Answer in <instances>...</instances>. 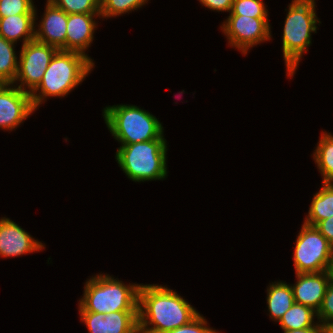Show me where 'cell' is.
I'll return each instance as SVG.
<instances>
[{"instance_id": "obj_1", "label": "cell", "mask_w": 333, "mask_h": 333, "mask_svg": "<svg viewBox=\"0 0 333 333\" xmlns=\"http://www.w3.org/2000/svg\"><path fill=\"white\" fill-rule=\"evenodd\" d=\"M199 312L167 285L140 284L139 333H166L188 324Z\"/></svg>"}, {"instance_id": "obj_2", "label": "cell", "mask_w": 333, "mask_h": 333, "mask_svg": "<svg viewBox=\"0 0 333 333\" xmlns=\"http://www.w3.org/2000/svg\"><path fill=\"white\" fill-rule=\"evenodd\" d=\"M95 68L89 55L58 50L52 57L39 85L30 93L35 110L48 97H65L79 86Z\"/></svg>"}, {"instance_id": "obj_3", "label": "cell", "mask_w": 333, "mask_h": 333, "mask_svg": "<svg viewBox=\"0 0 333 333\" xmlns=\"http://www.w3.org/2000/svg\"><path fill=\"white\" fill-rule=\"evenodd\" d=\"M315 0H292L288 5L282 35V53L286 76L292 78L299 62L312 44V33L321 24L316 14Z\"/></svg>"}, {"instance_id": "obj_4", "label": "cell", "mask_w": 333, "mask_h": 333, "mask_svg": "<svg viewBox=\"0 0 333 333\" xmlns=\"http://www.w3.org/2000/svg\"><path fill=\"white\" fill-rule=\"evenodd\" d=\"M140 284H125L109 274H95L85 282L78 310L109 314L117 311H138Z\"/></svg>"}, {"instance_id": "obj_5", "label": "cell", "mask_w": 333, "mask_h": 333, "mask_svg": "<svg viewBox=\"0 0 333 333\" xmlns=\"http://www.w3.org/2000/svg\"><path fill=\"white\" fill-rule=\"evenodd\" d=\"M102 116L113 138L121 145L165 139L162 123L139 106L109 105L103 108Z\"/></svg>"}, {"instance_id": "obj_6", "label": "cell", "mask_w": 333, "mask_h": 333, "mask_svg": "<svg viewBox=\"0 0 333 333\" xmlns=\"http://www.w3.org/2000/svg\"><path fill=\"white\" fill-rule=\"evenodd\" d=\"M167 145L166 139L121 145L115 159L126 177L136 183L165 180L168 176Z\"/></svg>"}, {"instance_id": "obj_7", "label": "cell", "mask_w": 333, "mask_h": 333, "mask_svg": "<svg viewBox=\"0 0 333 333\" xmlns=\"http://www.w3.org/2000/svg\"><path fill=\"white\" fill-rule=\"evenodd\" d=\"M295 243V273H318L328 270L333 258V247L315 226L303 223Z\"/></svg>"}, {"instance_id": "obj_8", "label": "cell", "mask_w": 333, "mask_h": 333, "mask_svg": "<svg viewBox=\"0 0 333 333\" xmlns=\"http://www.w3.org/2000/svg\"><path fill=\"white\" fill-rule=\"evenodd\" d=\"M57 48L32 40L21 46L14 85L31 93L41 82ZM19 84V85H18Z\"/></svg>"}, {"instance_id": "obj_9", "label": "cell", "mask_w": 333, "mask_h": 333, "mask_svg": "<svg viewBox=\"0 0 333 333\" xmlns=\"http://www.w3.org/2000/svg\"><path fill=\"white\" fill-rule=\"evenodd\" d=\"M269 22L268 18L228 16L220 28L228 40V45L246 55L254 46L271 39Z\"/></svg>"}, {"instance_id": "obj_10", "label": "cell", "mask_w": 333, "mask_h": 333, "mask_svg": "<svg viewBox=\"0 0 333 333\" xmlns=\"http://www.w3.org/2000/svg\"><path fill=\"white\" fill-rule=\"evenodd\" d=\"M33 112L29 92L14 84H0V129L16 130Z\"/></svg>"}, {"instance_id": "obj_11", "label": "cell", "mask_w": 333, "mask_h": 333, "mask_svg": "<svg viewBox=\"0 0 333 333\" xmlns=\"http://www.w3.org/2000/svg\"><path fill=\"white\" fill-rule=\"evenodd\" d=\"M45 249L29 232L8 217L0 218V258H14Z\"/></svg>"}, {"instance_id": "obj_12", "label": "cell", "mask_w": 333, "mask_h": 333, "mask_svg": "<svg viewBox=\"0 0 333 333\" xmlns=\"http://www.w3.org/2000/svg\"><path fill=\"white\" fill-rule=\"evenodd\" d=\"M41 21L35 23V40L66 51V27L68 14L46 0ZM37 24V25H36Z\"/></svg>"}, {"instance_id": "obj_13", "label": "cell", "mask_w": 333, "mask_h": 333, "mask_svg": "<svg viewBox=\"0 0 333 333\" xmlns=\"http://www.w3.org/2000/svg\"><path fill=\"white\" fill-rule=\"evenodd\" d=\"M296 282L291 284L294 302L305 305L318 312L328 285V271L318 273H295Z\"/></svg>"}, {"instance_id": "obj_14", "label": "cell", "mask_w": 333, "mask_h": 333, "mask_svg": "<svg viewBox=\"0 0 333 333\" xmlns=\"http://www.w3.org/2000/svg\"><path fill=\"white\" fill-rule=\"evenodd\" d=\"M94 18H101L100 14H68L66 51L87 55L85 51L91 46L98 26Z\"/></svg>"}, {"instance_id": "obj_15", "label": "cell", "mask_w": 333, "mask_h": 333, "mask_svg": "<svg viewBox=\"0 0 333 333\" xmlns=\"http://www.w3.org/2000/svg\"><path fill=\"white\" fill-rule=\"evenodd\" d=\"M36 14H20L6 18H0V36L8 41L17 44L21 41L22 45L35 39V23L38 19Z\"/></svg>"}, {"instance_id": "obj_16", "label": "cell", "mask_w": 333, "mask_h": 333, "mask_svg": "<svg viewBox=\"0 0 333 333\" xmlns=\"http://www.w3.org/2000/svg\"><path fill=\"white\" fill-rule=\"evenodd\" d=\"M267 307L269 317L274 322H279L284 313L291 308L294 303V296L291 284L285 281H274L267 287Z\"/></svg>"}, {"instance_id": "obj_17", "label": "cell", "mask_w": 333, "mask_h": 333, "mask_svg": "<svg viewBox=\"0 0 333 333\" xmlns=\"http://www.w3.org/2000/svg\"><path fill=\"white\" fill-rule=\"evenodd\" d=\"M333 216V183H322V188L314 193L308 215L303 223L315 226L318 222Z\"/></svg>"}, {"instance_id": "obj_18", "label": "cell", "mask_w": 333, "mask_h": 333, "mask_svg": "<svg viewBox=\"0 0 333 333\" xmlns=\"http://www.w3.org/2000/svg\"><path fill=\"white\" fill-rule=\"evenodd\" d=\"M316 318L317 312L312 308L294 302L291 308L284 313L278 323L283 331L310 327H323L318 321L315 320Z\"/></svg>"}, {"instance_id": "obj_19", "label": "cell", "mask_w": 333, "mask_h": 333, "mask_svg": "<svg viewBox=\"0 0 333 333\" xmlns=\"http://www.w3.org/2000/svg\"><path fill=\"white\" fill-rule=\"evenodd\" d=\"M313 160L322 176V183H333V134L321 132Z\"/></svg>"}, {"instance_id": "obj_20", "label": "cell", "mask_w": 333, "mask_h": 333, "mask_svg": "<svg viewBox=\"0 0 333 333\" xmlns=\"http://www.w3.org/2000/svg\"><path fill=\"white\" fill-rule=\"evenodd\" d=\"M14 42L0 36V84H13L18 70Z\"/></svg>"}, {"instance_id": "obj_21", "label": "cell", "mask_w": 333, "mask_h": 333, "mask_svg": "<svg viewBox=\"0 0 333 333\" xmlns=\"http://www.w3.org/2000/svg\"><path fill=\"white\" fill-rule=\"evenodd\" d=\"M107 333H139L138 311L105 314Z\"/></svg>"}, {"instance_id": "obj_22", "label": "cell", "mask_w": 333, "mask_h": 333, "mask_svg": "<svg viewBox=\"0 0 333 333\" xmlns=\"http://www.w3.org/2000/svg\"><path fill=\"white\" fill-rule=\"evenodd\" d=\"M149 0H101V19L118 17L142 8Z\"/></svg>"}, {"instance_id": "obj_23", "label": "cell", "mask_w": 333, "mask_h": 333, "mask_svg": "<svg viewBox=\"0 0 333 333\" xmlns=\"http://www.w3.org/2000/svg\"><path fill=\"white\" fill-rule=\"evenodd\" d=\"M67 14H100L101 0H49Z\"/></svg>"}, {"instance_id": "obj_24", "label": "cell", "mask_w": 333, "mask_h": 333, "mask_svg": "<svg viewBox=\"0 0 333 333\" xmlns=\"http://www.w3.org/2000/svg\"><path fill=\"white\" fill-rule=\"evenodd\" d=\"M262 0H234L229 16L268 18V10Z\"/></svg>"}, {"instance_id": "obj_25", "label": "cell", "mask_w": 333, "mask_h": 333, "mask_svg": "<svg viewBox=\"0 0 333 333\" xmlns=\"http://www.w3.org/2000/svg\"><path fill=\"white\" fill-rule=\"evenodd\" d=\"M36 14L33 0H0V18Z\"/></svg>"}, {"instance_id": "obj_26", "label": "cell", "mask_w": 333, "mask_h": 333, "mask_svg": "<svg viewBox=\"0 0 333 333\" xmlns=\"http://www.w3.org/2000/svg\"><path fill=\"white\" fill-rule=\"evenodd\" d=\"M81 323H84L88 333H107L105 314L89 311H79Z\"/></svg>"}, {"instance_id": "obj_27", "label": "cell", "mask_w": 333, "mask_h": 333, "mask_svg": "<svg viewBox=\"0 0 333 333\" xmlns=\"http://www.w3.org/2000/svg\"><path fill=\"white\" fill-rule=\"evenodd\" d=\"M207 320L202 314H198L188 324L175 328L166 333H220L216 329L209 327Z\"/></svg>"}, {"instance_id": "obj_28", "label": "cell", "mask_w": 333, "mask_h": 333, "mask_svg": "<svg viewBox=\"0 0 333 333\" xmlns=\"http://www.w3.org/2000/svg\"><path fill=\"white\" fill-rule=\"evenodd\" d=\"M317 321L324 327L333 321V284L327 287L322 304L317 312Z\"/></svg>"}, {"instance_id": "obj_29", "label": "cell", "mask_w": 333, "mask_h": 333, "mask_svg": "<svg viewBox=\"0 0 333 333\" xmlns=\"http://www.w3.org/2000/svg\"><path fill=\"white\" fill-rule=\"evenodd\" d=\"M203 7L211 11L231 12L234 0H198Z\"/></svg>"}, {"instance_id": "obj_30", "label": "cell", "mask_w": 333, "mask_h": 333, "mask_svg": "<svg viewBox=\"0 0 333 333\" xmlns=\"http://www.w3.org/2000/svg\"><path fill=\"white\" fill-rule=\"evenodd\" d=\"M315 228L328 240L333 247V216L324 219L315 225Z\"/></svg>"}, {"instance_id": "obj_31", "label": "cell", "mask_w": 333, "mask_h": 333, "mask_svg": "<svg viewBox=\"0 0 333 333\" xmlns=\"http://www.w3.org/2000/svg\"><path fill=\"white\" fill-rule=\"evenodd\" d=\"M284 333H324V327H310L304 329H296L283 331Z\"/></svg>"}, {"instance_id": "obj_32", "label": "cell", "mask_w": 333, "mask_h": 333, "mask_svg": "<svg viewBox=\"0 0 333 333\" xmlns=\"http://www.w3.org/2000/svg\"><path fill=\"white\" fill-rule=\"evenodd\" d=\"M328 274H329V279H330V283L333 284V258L329 264V267H328Z\"/></svg>"}, {"instance_id": "obj_33", "label": "cell", "mask_w": 333, "mask_h": 333, "mask_svg": "<svg viewBox=\"0 0 333 333\" xmlns=\"http://www.w3.org/2000/svg\"><path fill=\"white\" fill-rule=\"evenodd\" d=\"M324 333H333V321L324 326Z\"/></svg>"}]
</instances>
